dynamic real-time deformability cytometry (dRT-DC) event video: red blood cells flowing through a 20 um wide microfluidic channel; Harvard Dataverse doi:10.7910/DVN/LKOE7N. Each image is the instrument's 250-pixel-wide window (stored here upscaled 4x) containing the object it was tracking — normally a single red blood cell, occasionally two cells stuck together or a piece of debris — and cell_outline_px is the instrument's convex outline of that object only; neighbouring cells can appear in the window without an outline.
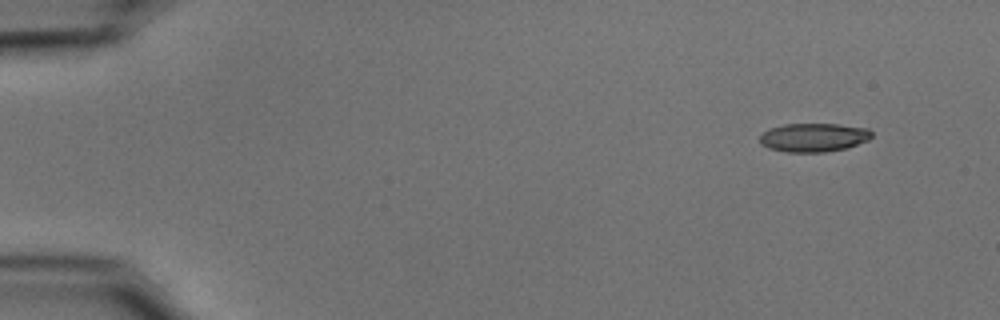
{"species": "common noctule bat (a hibernating species)", "species_latin": "Nyctalus noctula", "temperature_condition": "cold", "stored_images_in_passage": 50, "camera_frame_rate_fps": 3000, "um_per_image_px": 0.085, "animal": {"sex": "male", "body_mass_g": 15.6}, "frame": {"image": 1, "passage_image": 1, "time_ms": 0.0, "image_size_px": [1000, 320], "cell_outline_px": [[872, 136], [868, 140], [844, 148], [824, 152], [788, 152], [768, 148], [760, 144], [760, 136], [768, 128], [784, 124], [840, 124], [868, 128], [872, 132]], "centroid_in_image_um": [69.14, 11.67], "position_along_channel_um": 15.9, "area_um2": 18.67}}
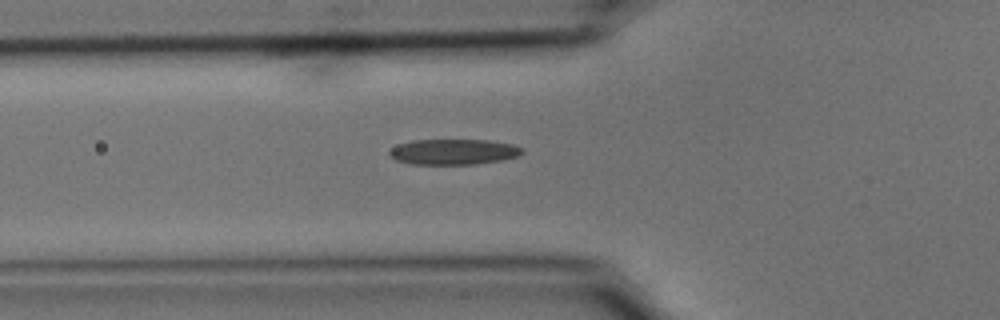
{"frame": {"image": 2, "passage_image": 16, "time_ms": 5.0, "image_size_px": [1000, 320], "cell_outline_px": [[524, 152], [520, 156], [504, 160], [476, 164], [412, 164], [396, 160], [388, 156], [388, 152], [396, 144], [412, 140], [488, 140], [512, 144], [524, 148]], "centroid_in_image_um": [38.57, 12.9], "position_along_channel_um": 87.2, "area_um2": 20.06}}
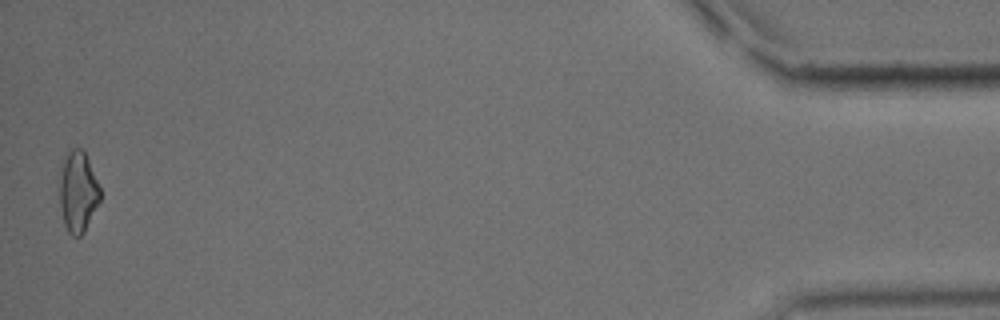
{"frame": {"image": 3, "passage_image": 50, "time_ms": 16.333, "image_size_px": [1000, 320], "cell_outline_px": [[100, 200], [84, 232], [80, 236], [72, 236], [68, 232], [64, 224], [60, 204], [60, 176], [64, 160], [68, 148], [80, 148], [84, 152], [88, 160], [100, 188]], "centroid_in_image_um": [6.62, 16.31], "position_along_channel_um": 428.6, "area_um2": 18.84}, "authors_computed_cell_mechanics": {"area_um2": 19.2763, "velocity_mm_per_s": 3.7391, "shape_relaxation_time_tau1_ms": 8.0796, "shape_relaxation_time_tau2_ms": 6.3229, "deformation_change_tau1": 0.1733, "deformation_change_tau2": 0.1576}}